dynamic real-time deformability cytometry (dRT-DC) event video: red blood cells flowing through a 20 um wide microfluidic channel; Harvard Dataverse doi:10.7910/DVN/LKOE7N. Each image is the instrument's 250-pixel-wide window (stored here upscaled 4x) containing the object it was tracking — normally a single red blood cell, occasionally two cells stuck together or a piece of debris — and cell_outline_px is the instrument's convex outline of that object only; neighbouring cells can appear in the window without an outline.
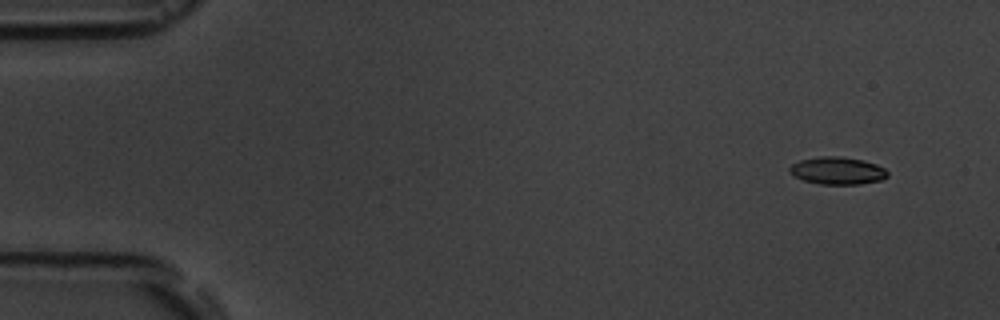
{"species": "common noctule bat (a hibernating species)", "species_latin": "Nyctalus noctula", "temperature_condition": "room temperature", "stored_images_in_passage": 9, "camera_frame_rate_fps": 3000, "um_per_image_px": 0.085, "animal": {"sex": "male", "body_mass_g": 19.5, "forearm_length_mm": 54.6}, "frame": {"image": 1, "passage_image": 2, "time_ms": 1.333, "image_size_px": [1000, 320], "cell_outline_px": [[888, 176], [880, 180], [860, 184], [820, 184], [804, 180], [788, 172], [788, 168], [792, 164], [800, 160], [820, 156], [840, 156], [864, 160], [876, 164], [884, 168], [888, 172]], "centroid_in_image_um": [71.18, 14.5], "position_along_channel_um": 13.8, "area_um2": 15.66}}
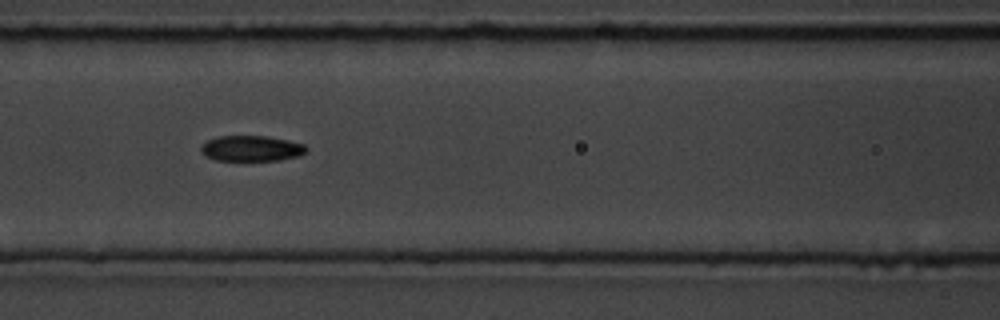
{"frame": {"image": 2, "passage_image": 7, "time_ms": 8.0, "image_size_px": [1000, 320], "cell_outline_px": [[308, 152], [300, 156], [280, 160], [216, 160], [204, 156], [200, 148], [208, 140], [216, 136], [268, 136], [288, 140], [304, 144], [308, 148]], "centroid_in_image_um": [21.41, 12.61], "position_along_channel_um": 145.2, "area_um2": 15.84}}
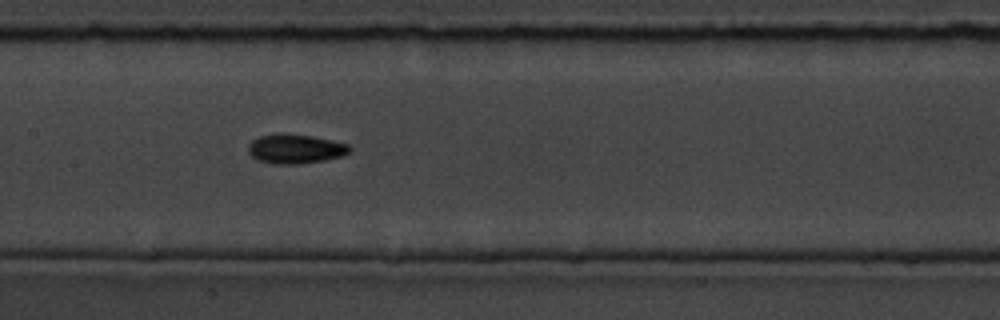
{"frame": {"image": 3, "passage_image": 8, "time_ms": 9.0, "image_size_px": [1000, 320], "cell_outline_px": [[352, 148], [344, 156], [324, 160], [300, 164], [272, 164], [256, 160], [248, 152], [248, 144], [252, 140], [260, 136], [280, 132], [312, 136], [348, 144]], "centroid_in_image_um": [25.07, 12.65], "position_along_channel_um": 182.3, "area_um2": 17.57}}